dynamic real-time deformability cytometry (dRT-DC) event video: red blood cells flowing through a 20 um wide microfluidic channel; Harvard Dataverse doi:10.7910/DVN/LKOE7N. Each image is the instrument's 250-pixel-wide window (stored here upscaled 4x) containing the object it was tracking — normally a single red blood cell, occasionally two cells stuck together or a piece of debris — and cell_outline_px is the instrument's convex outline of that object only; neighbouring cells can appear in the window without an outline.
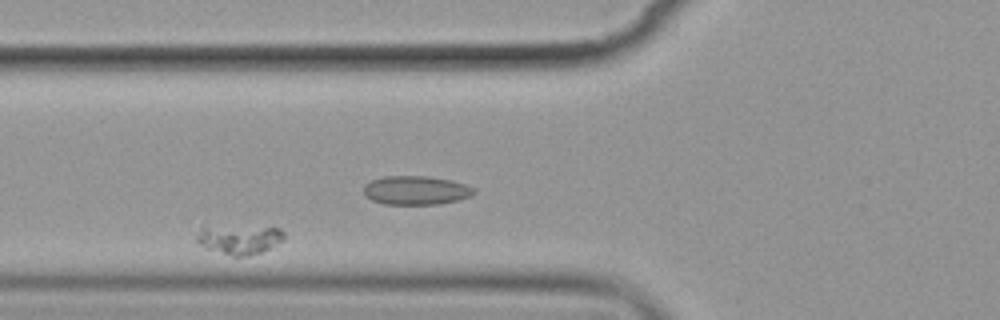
{"species": "common noctule bat (a hibernating species)", "species_latin": "Nyctalus noctula", "temperature_condition": "cold", "stored_images_in_passage": 6, "camera_frame_rate_fps": 3000, "um_per_image_px": 0.085, "animal": {"sex": "female", "body_mass_g": 19.9}, "frame": {"image": 1, "passage_image": 5, "time_ms": 5.667, "image_size_px": [1000, 320], "cell_outline_px": [[284, 240], [260, 252], [248, 256], [232, 256], [208, 248], [200, 244], [196, 240], [196, 236], [200, 228], [280, 228], [284, 232]], "centroid_in_image_um": [20.37, 20.39], "position_along_channel_um": 105.4, "area_um2": 14.05}}